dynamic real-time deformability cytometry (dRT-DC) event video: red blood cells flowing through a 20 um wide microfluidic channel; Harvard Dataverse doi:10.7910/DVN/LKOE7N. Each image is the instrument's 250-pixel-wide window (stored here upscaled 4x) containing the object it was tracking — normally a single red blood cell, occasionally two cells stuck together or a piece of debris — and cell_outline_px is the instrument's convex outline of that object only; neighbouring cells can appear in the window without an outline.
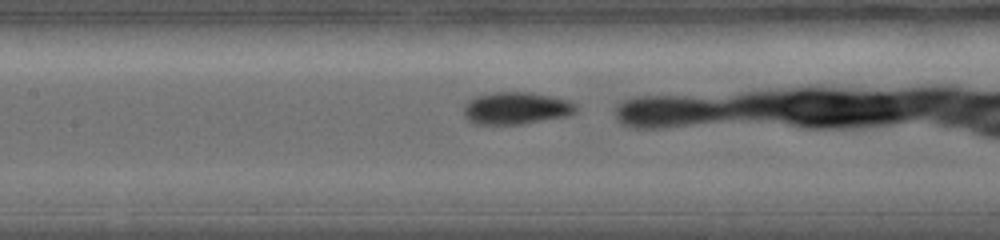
{"species": "common noctule bat (a hibernating species)", "species_latin": "Nyctalus noctula", "temperature_condition": "warm", "stored_images_in_passage": 6, "camera_frame_rate_fps": 5000, "um_per_image_px": 0.085, "animal": {"sex": "female", "body_mass_g": 19.0, "forearm_length_mm": 56.7}, "frame": {"image": 1, "passage_image": 4, "time_ms": 1.4, "image_size_px": [1000, 240], "cell_outline_px": [[576, 112], [568, 116], [524, 124], [472, 124], [464, 116], [464, 104], [468, 100], [476, 96], [492, 92], [532, 92], [552, 96], [568, 100], [576, 104]], "centroid_in_image_um": [43.86, 9.2], "position_along_channel_um": 163.5, "area_um2": 21.39}}